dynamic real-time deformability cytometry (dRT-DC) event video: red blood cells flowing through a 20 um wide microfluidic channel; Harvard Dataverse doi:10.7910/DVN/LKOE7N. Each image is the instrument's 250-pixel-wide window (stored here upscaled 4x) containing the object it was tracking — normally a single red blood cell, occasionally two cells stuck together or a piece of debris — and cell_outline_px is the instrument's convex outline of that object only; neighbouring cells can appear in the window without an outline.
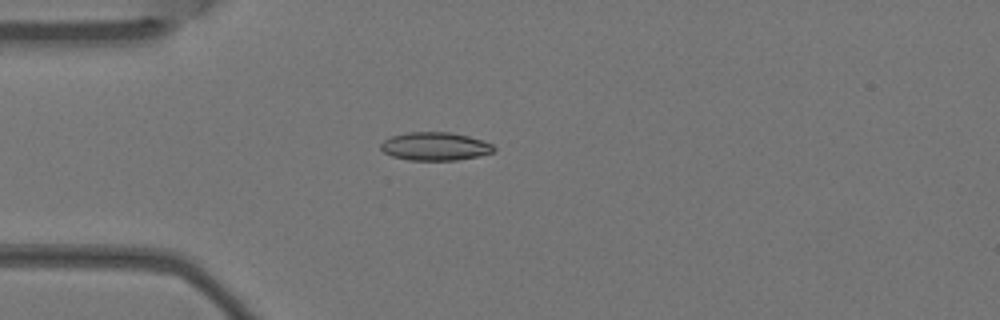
{"species": "Egyptian fruit bat (a non-hibernating species)", "species_latin": "Rousettus aegyptiacus", "temperature_condition": "warm", "stored_images_in_passage": 3, "camera_frame_rate_fps": 3000, "um_per_image_px": 0.085, "animal": {"sex": "female"}, "frame": {"image": 1, "passage_image": 3, "time_ms": 0.667, "image_size_px": [1000, 320], "cell_outline_px": [[496, 148], [492, 152], [480, 156], [456, 160], [408, 160], [392, 156], [384, 152], [380, 148], [380, 144], [384, 140], [392, 136], [408, 132], [452, 132], [484, 140], [492, 144]], "centroid_in_image_um": [37.0, 12.44], "position_along_channel_um": 48.0, "area_um2": 18.67}}